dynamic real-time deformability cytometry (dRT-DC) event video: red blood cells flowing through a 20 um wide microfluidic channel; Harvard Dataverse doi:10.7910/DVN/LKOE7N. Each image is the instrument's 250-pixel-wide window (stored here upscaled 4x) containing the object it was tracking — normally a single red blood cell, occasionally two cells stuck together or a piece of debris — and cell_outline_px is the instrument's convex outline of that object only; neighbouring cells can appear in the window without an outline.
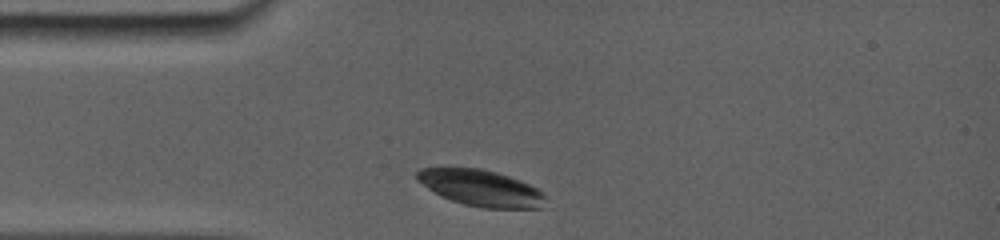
{"species": "common noctule bat (a hibernating species)", "species_latin": "Nyctalus noctula", "temperature_condition": "room temperature", "stored_images_in_passage": 11, "camera_frame_rate_fps": 5000, "um_per_image_px": 0.085, "animal": {"sex": "female", "body_mass_g": 19.0, "forearm_length_mm": 56.7}, "frame": {"image": 1, "passage_image": 1, "time_ms": 0.0, "image_size_px": [1000, 240], "cell_outline_px": [[548, 208], [484, 208], [464, 204], [440, 196], [416, 180], [416, 172], [420, 168], [444, 164], [480, 168], [496, 172], [520, 180], [540, 188], [544, 196]], "centroid_in_image_um": [40.84, 15.93], "position_along_channel_um": 44.2, "area_um2": 28.21}}
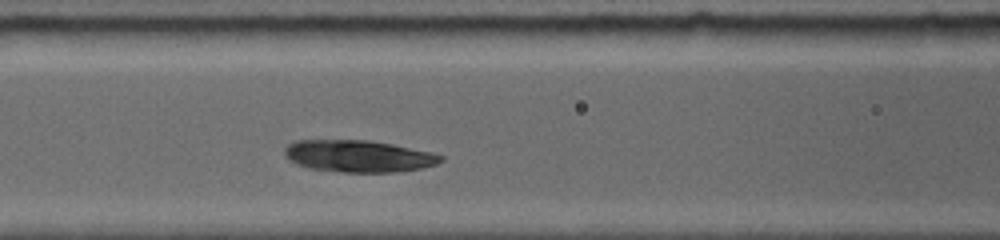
{"frame": {"image": 2, "passage_image": 5, "time_ms": 2.8, "image_size_px": [1000, 240], "cell_outline_px": [[444, 160], [436, 164], [420, 168], [396, 172], [340, 172], [308, 168], [296, 164], [284, 152], [284, 148], [288, 144], [296, 140], [368, 140], [392, 144], [432, 152], [444, 156]], "centroid_in_image_um": [30.49, 13.27], "position_along_channel_um": 136.1, "area_um2": 29.02}}
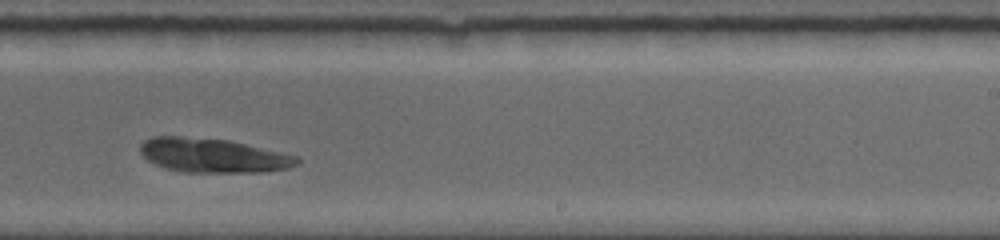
{"frame": {"image": 3, "passage_image": 10, "time_ms": 6.4, "image_size_px": [1000, 240], "cell_outline_px": [[300, 164], [288, 168], [264, 172], [184, 172], [164, 168], [148, 160], [140, 152], [140, 144], [144, 140], [152, 136], [180, 136], [228, 140], [296, 156], [300, 160]], "centroid_in_image_um": [18.08, 13.22], "position_along_channel_um": 270.9, "area_um2": 31.1}}